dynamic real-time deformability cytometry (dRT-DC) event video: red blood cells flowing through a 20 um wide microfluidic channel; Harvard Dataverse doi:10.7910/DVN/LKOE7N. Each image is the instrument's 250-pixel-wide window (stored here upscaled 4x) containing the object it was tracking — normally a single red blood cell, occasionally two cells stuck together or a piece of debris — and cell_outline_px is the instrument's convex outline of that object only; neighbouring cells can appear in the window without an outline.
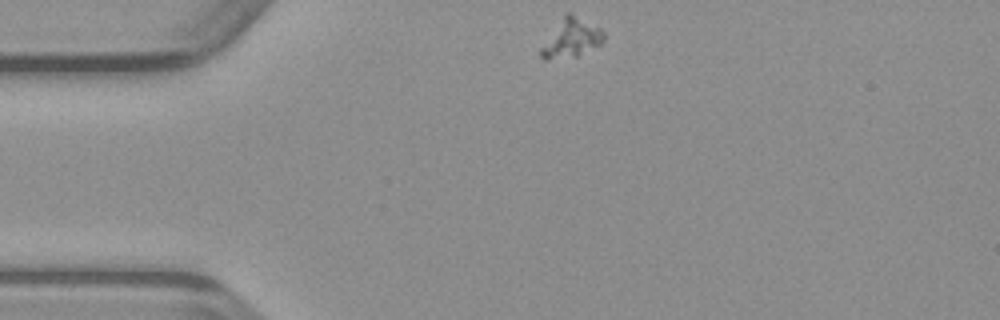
{"species": "common noctule bat (a hibernating species)", "species_latin": "Nyctalus noctula", "temperature_condition": "warm", "stored_images_in_passage": 42, "camera_frame_rate_fps": 3000, "um_per_image_px": 0.085, "animal": {"sex": "male", "body_mass_g": 23.1, "forearm_length_mm": 52.7}, "frame": {"image": 1, "passage_image": 1, "time_ms": 0.0, "image_size_px": [1000, 320], "cell_outline_px": [[604, 40], [600, 44], [576, 56], [548, 60], [544, 60], [540, 56], [540, 48], [564, 12], [568, 12], [600, 28], [604, 32]], "centroid_in_image_um": [48.52, 3.24], "position_along_channel_um": 36.5, "area_um2": 13.99}}
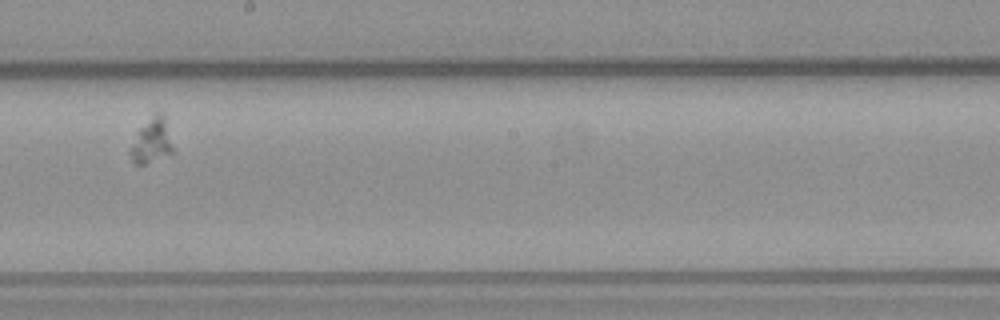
{"frame": {"image": 2, "passage_image": 19, "time_ms": 6.0, "image_size_px": [1000, 320], "cell_outline_px": [[176, 152], [144, 164], [136, 164], [132, 160], [128, 152], [136, 132], [156, 112], [164, 112]], "centroid_in_image_um": [12.93, 11.96], "position_along_channel_um": 235.3, "area_um2": 11.44}}
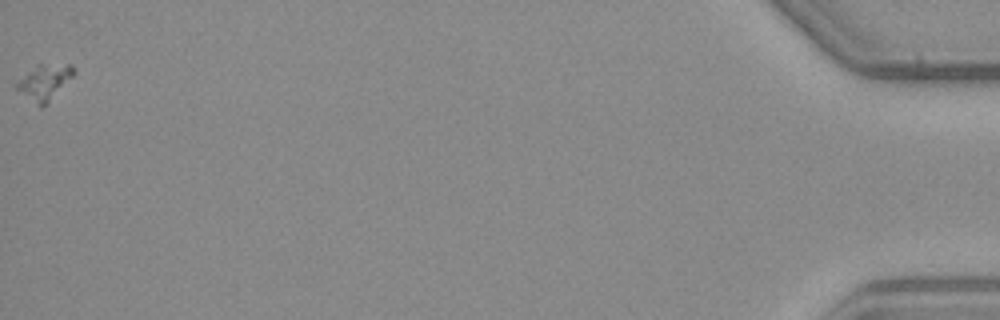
{"frame": {"image": 3, "passage_image": 42, "time_ms": 13.667, "image_size_px": [1000, 320], "cell_outline_px": [[76, 72], [40, 108], [16, 88], [16, 84], [36, 64], [72, 64], [76, 68]], "centroid_in_image_um": [3.8, 6.93], "position_along_channel_um": 431.4, "area_um2": 11.16}}